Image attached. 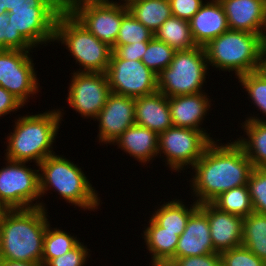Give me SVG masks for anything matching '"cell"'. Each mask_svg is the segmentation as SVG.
<instances>
[{"instance_id": "cell-35", "label": "cell", "mask_w": 266, "mask_h": 266, "mask_svg": "<svg viewBox=\"0 0 266 266\" xmlns=\"http://www.w3.org/2000/svg\"><path fill=\"white\" fill-rule=\"evenodd\" d=\"M34 48L19 31L9 23L8 13L0 15V49L31 51Z\"/></svg>"}, {"instance_id": "cell-25", "label": "cell", "mask_w": 266, "mask_h": 266, "mask_svg": "<svg viewBox=\"0 0 266 266\" xmlns=\"http://www.w3.org/2000/svg\"><path fill=\"white\" fill-rule=\"evenodd\" d=\"M182 200H172L164 203L158 207L152 219L161 227L165 228V231L177 232V235H181L185 228L190 215L199 207V204L195 201L190 205V209L183 204Z\"/></svg>"}, {"instance_id": "cell-47", "label": "cell", "mask_w": 266, "mask_h": 266, "mask_svg": "<svg viewBox=\"0 0 266 266\" xmlns=\"http://www.w3.org/2000/svg\"><path fill=\"white\" fill-rule=\"evenodd\" d=\"M7 13L6 7H3V0H0V15Z\"/></svg>"}, {"instance_id": "cell-28", "label": "cell", "mask_w": 266, "mask_h": 266, "mask_svg": "<svg viewBox=\"0 0 266 266\" xmlns=\"http://www.w3.org/2000/svg\"><path fill=\"white\" fill-rule=\"evenodd\" d=\"M242 245L266 263V214L252 212L243 218Z\"/></svg>"}, {"instance_id": "cell-19", "label": "cell", "mask_w": 266, "mask_h": 266, "mask_svg": "<svg viewBox=\"0 0 266 266\" xmlns=\"http://www.w3.org/2000/svg\"><path fill=\"white\" fill-rule=\"evenodd\" d=\"M168 104L175 127L206 131L200 125L211 107L207 94L201 92L168 97Z\"/></svg>"}, {"instance_id": "cell-16", "label": "cell", "mask_w": 266, "mask_h": 266, "mask_svg": "<svg viewBox=\"0 0 266 266\" xmlns=\"http://www.w3.org/2000/svg\"><path fill=\"white\" fill-rule=\"evenodd\" d=\"M211 253H214V246L207 218V203H203L190 215L184 232L179 236L175 260Z\"/></svg>"}, {"instance_id": "cell-8", "label": "cell", "mask_w": 266, "mask_h": 266, "mask_svg": "<svg viewBox=\"0 0 266 266\" xmlns=\"http://www.w3.org/2000/svg\"><path fill=\"white\" fill-rule=\"evenodd\" d=\"M102 0H65V9L91 34L110 48L115 42L122 18L129 12L127 6Z\"/></svg>"}, {"instance_id": "cell-18", "label": "cell", "mask_w": 266, "mask_h": 266, "mask_svg": "<svg viewBox=\"0 0 266 266\" xmlns=\"http://www.w3.org/2000/svg\"><path fill=\"white\" fill-rule=\"evenodd\" d=\"M207 218L214 253H221L242 245V217L221 211L212 203H207Z\"/></svg>"}, {"instance_id": "cell-5", "label": "cell", "mask_w": 266, "mask_h": 266, "mask_svg": "<svg viewBox=\"0 0 266 266\" xmlns=\"http://www.w3.org/2000/svg\"><path fill=\"white\" fill-rule=\"evenodd\" d=\"M38 167L41 197L47 194L48 189L52 188L67 203L83 208V210L91 211L98 208L99 195L80 166L78 167L69 159L54 153L46 157Z\"/></svg>"}, {"instance_id": "cell-2", "label": "cell", "mask_w": 266, "mask_h": 266, "mask_svg": "<svg viewBox=\"0 0 266 266\" xmlns=\"http://www.w3.org/2000/svg\"><path fill=\"white\" fill-rule=\"evenodd\" d=\"M46 209H13L0 222V260L41 263Z\"/></svg>"}, {"instance_id": "cell-46", "label": "cell", "mask_w": 266, "mask_h": 266, "mask_svg": "<svg viewBox=\"0 0 266 266\" xmlns=\"http://www.w3.org/2000/svg\"><path fill=\"white\" fill-rule=\"evenodd\" d=\"M260 69L266 74V58H262Z\"/></svg>"}, {"instance_id": "cell-21", "label": "cell", "mask_w": 266, "mask_h": 266, "mask_svg": "<svg viewBox=\"0 0 266 266\" xmlns=\"http://www.w3.org/2000/svg\"><path fill=\"white\" fill-rule=\"evenodd\" d=\"M135 123L158 134L174 126L168 97L157 91L135 98Z\"/></svg>"}, {"instance_id": "cell-31", "label": "cell", "mask_w": 266, "mask_h": 266, "mask_svg": "<svg viewBox=\"0 0 266 266\" xmlns=\"http://www.w3.org/2000/svg\"><path fill=\"white\" fill-rule=\"evenodd\" d=\"M238 80L243 88L246 89L248 96H250L248 98L252 100V103L259 108L260 112L266 115V74L260 69L241 75ZM245 120L266 121L264 117L260 119V117L255 116H249Z\"/></svg>"}, {"instance_id": "cell-44", "label": "cell", "mask_w": 266, "mask_h": 266, "mask_svg": "<svg viewBox=\"0 0 266 266\" xmlns=\"http://www.w3.org/2000/svg\"><path fill=\"white\" fill-rule=\"evenodd\" d=\"M11 211L10 207L7 206L1 199H0V222L6 217V215Z\"/></svg>"}, {"instance_id": "cell-40", "label": "cell", "mask_w": 266, "mask_h": 266, "mask_svg": "<svg viewBox=\"0 0 266 266\" xmlns=\"http://www.w3.org/2000/svg\"><path fill=\"white\" fill-rule=\"evenodd\" d=\"M170 266H222L220 253L177 258Z\"/></svg>"}, {"instance_id": "cell-1", "label": "cell", "mask_w": 266, "mask_h": 266, "mask_svg": "<svg viewBox=\"0 0 266 266\" xmlns=\"http://www.w3.org/2000/svg\"><path fill=\"white\" fill-rule=\"evenodd\" d=\"M213 140L194 164L190 187L200 204L211 203L220 194L248 184L253 165L243 148L234 140L224 145Z\"/></svg>"}, {"instance_id": "cell-6", "label": "cell", "mask_w": 266, "mask_h": 266, "mask_svg": "<svg viewBox=\"0 0 266 266\" xmlns=\"http://www.w3.org/2000/svg\"><path fill=\"white\" fill-rule=\"evenodd\" d=\"M54 40L66 45L76 63L84 67L77 72H107L112 48L91 34L66 9L57 18Z\"/></svg>"}, {"instance_id": "cell-37", "label": "cell", "mask_w": 266, "mask_h": 266, "mask_svg": "<svg viewBox=\"0 0 266 266\" xmlns=\"http://www.w3.org/2000/svg\"><path fill=\"white\" fill-rule=\"evenodd\" d=\"M82 242H79L67 253L53 258L46 266H84L89 256V251Z\"/></svg>"}, {"instance_id": "cell-48", "label": "cell", "mask_w": 266, "mask_h": 266, "mask_svg": "<svg viewBox=\"0 0 266 266\" xmlns=\"http://www.w3.org/2000/svg\"><path fill=\"white\" fill-rule=\"evenodd\" d=\"M262 58H266V34H265V37H264V54H263Z\"/></svg>"}, {"instance_id": "cell-32", "label": "cell", "mask_w": 266, "mask_h": 266, "mask_svg": "<svg viewBox=\"0 0 266 266\" xmlns=\"http://www.w3.org/2000/svg\"><path fill=\"white\" fill-rule=\"evenodd\" d=\"M174 54L175 50L171 46L153 37L148 42L146 52L141 61L152 72L158 75L169 66Z\"/></svg>"}, {"instance_id": "cell-9", "label": "cell", "mask_w": 266, "mask_h": 266, "mask_svg": "<svg viewBox=\"0 0 266 266\" xmlns=\"http://www.w3.org/2000/svg\"><path fill=\"white\" fill-rule=\"evenodd\" d=\"M212 141L206 131L172 126L159 133L158 155L163 153L168 168L180 172L193 167Z\"/></svg>"}, {"instance_id": "cell-15", "label": "cell", "mask_w": 266, "mask_h": 266, "mask_svg": "<svg viewBox=\"0 0 266 266\" xmlns=\"http://www.w3.org/2000/svg\"><path fill=\"white\" fill-rule=\"evenodd\" d=\"M96 119L99 121V143L113 144L135 124V98L111 92Z\"/></svg>"}, {"instance_id": "cell-34", "label": "cell", "mask_w": 266, "mask_h": 266, "mask_svg": "<svg viewBox=\"0 0 266 266\" xmlns=\"http://www.w3.org/2000/svg\"><path fill=\"white\" fill-rule=\"evenodd\" d=\"M247 185L254 212L266 214V168H253Z\"/></svg>"}, {"instance_id": "cell-4", "label": "cell", "mask_w": 266, "mask_h": 266, "mask_svg": "<svg viewBox=\"0 0 266 266\" xmlns=\"http://www.w3.org/2000/svg\"><path fill=\"white\" fill-rule=\"evenodd\" d=\"M265 34L228 30L209 41L204 50L208 64L236 77L260 70Z\"/></svg>"}, {"instance_id": "cell-39", "label": "cell", "mask_w": 266, "mask_h": 266, "mask_svg": "<svg viewBox=\"0 0 266 266\" xmlns=\"http://www.w3.org/2000/svg\"><path fill=\"white\" fill-rule=\"evenodd\" d=\"M172 15L184 20H190L201 6L203 0H169Z\"/></svg>"}, {"instance_id": "cell-17", "label": "cell", "mask_w": 266, "mask_h": 266, "mask_svg": "<svg viewBox=\"0 0 266 266\" xmlns=\"http://www.w3.org/2000/svg\"><path fill=\"white\" fill-rule=\"evenodd\" d=\"M230 30L266 34V0H219Z\"/></svg>"}, {"instance_id": "cell-27", "label": "cell", "mask_w": 266, "mask_h": 266, "mask_svg": "<svg viewBox=\"0 0 266 266\" xmlns=\"http://www.w3.org/2000/svg\"><path fill=\"white\" fill-rule=\"evenodd\" d=\"M154 37L171 46L175 51L196 47L190 28V22L170 16L154 33Z\"/></svg>"}, {"instance_id": "cell-41", "label": "cell", "mask_w": 266, "mask_h": 266, "mask_svg": "<svg viewBox=\"0 0 266 266\" xmlns=\"http://www.w3.org/2000/svg\"><path fill=\"white\" fill-rule=\"evenodd\" d=\"M22 106L24 104L18 98L0 86V117L18 111Z\"/></svg>"}, {"instance_id": "cell-22", "label": "cell", "mask_w": 266, "mask_h": 266, "mask_svg": "<svg viewBox=\"0 0 266 266\" xmlns=\"http://www.w3.org/2000/svg\"><path fill=\"white\" fill-rule=\"evenodd\" d=\"M159 134L153 130L137 125L126 129L114 142L130 157L141 163L154 160L158 155Z\"/></svg>"}, {"instance_id": "cell-43", "label": "cell", "mask_w": 266, "mask_h": 266, "mask_svg": "<svg viewBox=\"0 0 266 266\" xmlns=\"http://www.w3.org/2000/svg\"><path fill=\"white\" fill-rule=\"evenodd\" d=\"M0 266H43L42 263L0 260Z\"/></svg>"}, {"instance_id": "cell-20", "label": "cell", "mask_w": 266, "mask_h": 266, "mask_svg": "<svg viewBox=\"0 0 266 266\" xmlns=\"http://www.w3.org/2000/svg\"><path fill=\"white\" fill-rule=\"evenodd\" d=\"M189 22L197 46L204 47L209 41L229 30L227 17L219 0L204 3Z\"/></svg>"}, {"instance_id": "cell-3", "label": "cell", "mask_w": 266, "mask_h": 266, "mask_svg": "<svg viewBox=\"0 0 266 266\" xmlns=\"http://www.w3.org/2000/svg\"><path fill=\"white\" fill-rule=\"evenodd\" d=\"M58 110L21 116L15 121L14 132L7 136L6 159L32 162L38 166L46 157L54 154L52 145L63 117Z\"/></svg>"}, {"instance_id": "cell-23", "label": "cell", "mask_w": 266, "mask_h": 266, "mask_svg": "<svg viewBox=\"0 0 266 266\" xmlns=\"http://www.w3.org/2000/svg\"><path fill=\"white\" fill-rule=\"evenodd\" d=\"M143 234L146 249L152 253L151 265L170 266L175 261V251L179 240L177 232L165 231V228L150 218Z\"/></svg>"}, {"instance_id": "cell-42", "label": "cell", "mask_w": 266, "mask_h": 266, "mask_svg": "<svg viewBox=\"0 0 266 266\" xmlns=\"http://www.w3.org/2000/svg\"><path fill=\"white\" fill-rule=\"evenodd\" d=\"M21 5H65V0H3L7 12Z\"/></svg>"}, {"instance_id": "cell-13", "label": "cell", "mask_w": 266, "mask_h": 266, "mask_svg": "<svg viewBox=\"0 0 266 266\" xmlns=\"http://www.w3.org/2000/svg\"><path fill=\"white\" fill-rule=\"evenodd\" d=\"M106 74L110 91L115 94L136 98L158 91L157 75L142 61L110 58Z\"/></svg>"}, {"instance_id": "cell-7", "label": "cell", "mask_w": 266, "mask_h": 266, "mask_svg": "<svg viewBox=\"0 0 266 266\" xmlns=\"http://www.w3.org/2000/svg\"><path fill=\"white\" fill-rule=\"evenodd\" d=\"M207 71L204 47L175 51L169 66L157 75L158 91L167 97L201 93Z\"/></svg>"}, {"instance_id": "cell-14", "label": "cell", "mask_w": 266, "mask_h": 266, "mask_svg": "<svg viewBox=\"0 0 266 266\" xmlns=\"http://www.w3.org/2000/svg\"><path fill=\"white\" fill-rule=\"evenodd\" d=\"M67 101L81 117L95 119L105 106L110 87L106 73H72Z\"/></svg>"}, {"instance_id": "cell-30", "label": "cell", "mask_w": 266, "mask_h": 266, "mask_svg": "<svg viewBox=\"0 0 266 266\" xmlns=\"http://www.w3.org/2000/svg\"><path fill=\"white\" fill-rule=\"evenodd\" d=\"M80 241L77 237L57 228H50V222L44 235L41 263L46 266L53 258L61 256L74 248Z\"/></svg>"}, {"instance_id": "cell-45", "label": "cell", "mask_w": 266, "mask_h": 266, "mask_svg": "<svg viewBox=\"0 0 266 266\" xmlns=\"http://www.w3.org/2000/svg\"><path fill=\"white\" fill-rule=\"evenodd\" d=\"M106 3H110V4H118L117 2H114L113 0H102ZM124 2L122 3L123 6H129L131 3H133L134 1H137V0H123Z\"/></svg>"}, {"instance_id": "cell-36", "label": "cell", "mask_w": 266, "mask_h": 266, "mask_svg": "<svg viewBox=\"0 0 266 266\" xmlns=\"http://www.w3.org/2000/svg\"><path fill=\"white\" fill-rule=\"evenodd\" d=\"M222 266H266V263L241 245L220 253Z\"/></svg>"}, {"instance_id": "cell-38", "label": "cell", "mask_w": 266, "mask_h": 266, "mask_svg": "<svg viewBox=\"0 0 266 266\" xmlns=\"http://www.w3.org/2000/svg\"><path fill=\"white\" fill-rule=\"evenodd\" d=\"M149 41L135 42L128 45L115 46L111 58L141 61Z\"/></svg>"}, {"instance_id": "cell-26", "label": "cell", "mask_w": 266, "mask_h": 266, "mask_svg": "<svg viewBox=\"0 0 266 266\" xmlns=\"http://www.w3.org/2000/svg\"><path fill=\"white\" fill-rule=\"evenodd\" d=\"M128 10L153 33L172 16L169 0H137L128 6Z\"/></svg>"}, {"instance_id": "cell-29", "label": "cell", "mask_w": 266, "mask_h": 266, "mask_svg": "<svg viewBox=\"0 0 266 266\" xmlns=\"http://www.w3.org/2000/svg\"><path fill=\"white\" fill-rule=\"evenodd\" d=\"M219 210L242 218L254 212L248 185L232 188L211 202Z\"/></svg>"}, {"instance_id": "cell-33", "label": "cell", "mask_w": 266, "mask_h": 266, "mask_svg": "<svg viewBox=\"0 0 266 266\" xmlns=\"http://www.w3.org/2000/svg\"><path fill=\"white\" fill-rule=\"evenodd\" d=\"M153 37L154 33L139 22L130 12H128L122 18L115 46L150 41Z\"/></svg>"}, {"instance_id": "cell-10", "label": "cell", "mask_w": 266, "mask_h": 266, "mask_svg": "<svg viewBox=\"0 0 266 266\" xmlns=\"http://www.w3.org/2000/svg\"><path fill=\"white\" fill-rule=\"evenodd\" d=\"M5 160L6 166L0 169V199L11 210L35 207L46 209L42 202L33 203L41 199L39 170L25 166L26 162Z\"/></svg>"}, {"instance_id": "cell-12", "label": "cell", "mask_w": 266, "mask_h": 266, "mask_svg": "<svg viewBox=\"0 0 266 266\" xmlns=\"http://www.w3.org/2000/svg\"><path fill=\"white\" fill-rule=\"evenodd\" d=\"M30 51L0 49V86L24 105L40 90ZM39 85V86H38Z\"/></svg>"}, {"instance_id": "cell-11", "label": "cell", "mask_w": 266, "mask_h": 266, "mask_svg": "<svg viewBox=\"0 0 266 266\" xmlns=\"http://www.w3.org/2000/svg\"><path fill=\"white\" fill-rule=\"evenodd\" d=\"M65 5H21L8 13L15 31L33 46L54 42L55 25Z\"/></svg>"}, {"instance_id": "cell-24", "label": "cell", "mask_w": 266, "mask_h": 266, "mask_svg": "<svg viewBox=\"0 0 266 266\" xmlns=\"http://www.w3.org/2000/svg\"><path fill=\"white\" fill-rule=\"evenodd\" d=\"M247 139L235 140L254 168H266V121L245 120L242 125Z\"/></svg>"}]
</instances>
